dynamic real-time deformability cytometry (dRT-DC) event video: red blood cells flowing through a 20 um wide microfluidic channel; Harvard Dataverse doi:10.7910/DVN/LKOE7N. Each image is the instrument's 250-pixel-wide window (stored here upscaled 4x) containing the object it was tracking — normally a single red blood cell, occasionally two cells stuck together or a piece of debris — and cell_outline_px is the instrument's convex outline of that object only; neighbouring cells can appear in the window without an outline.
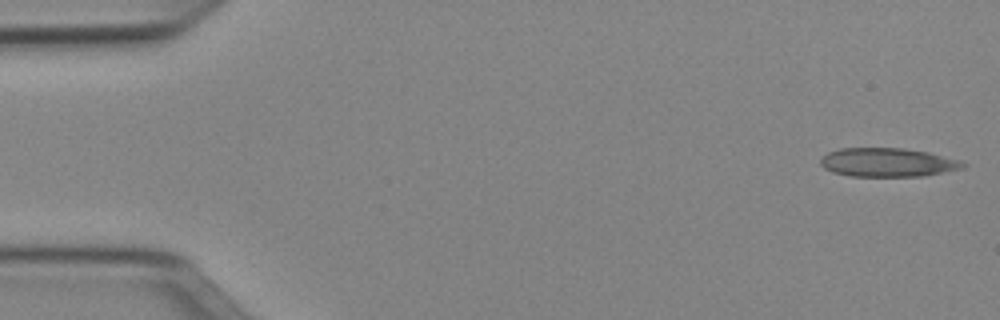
{"species": "Egyptian fruit bat (a non-hibernating species)", "species_latin": "Rousettus aegyptiacus", "temperature_condition": "cold", "stored_images_in_passage": 50, "camera_frame_rate_fps": 3000, "um_per_image_px": 0.085, "animal": {"sex": "female"}, "frame": {"image": 1, "passage_image": 1, "time_ms": 0.0, "image_size_px": [1000, 320], "cell_outline_px": [[968, 164], [964, 168], [924, 176], [848, 176], [832, 172], [824, 168], [820, 164], [820, 160], [828, 152], [840, 148], [904, 148], [928, 152], [960, 160]], "centroid_in_image_um": [75.46, 13.8], "position_along_channel_um": 9.5, "area_um2": 23.99}}
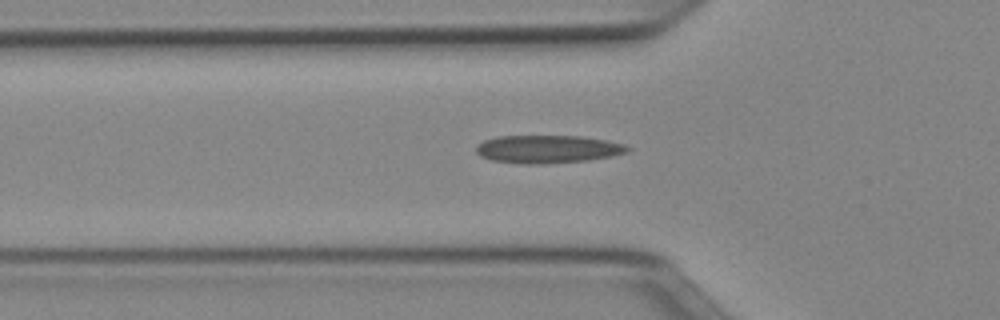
{"frame": {"image": 2, "passage_image": 16, "time_ms": 5.0, "image_size_px": [1000, 320], "cell_outline_px": [[632, 148], [628, 152], [612, 156], [588, 160], [540, 164], [520, 164], [492, 160], [480, 156], [476, 152], [476, 144], [484, 140], [496, 136], [580, 136], [608, 140], [624, 144]], "centroid_in_image_um": [46.55, 12.67], "position_along_channel_um": 79.2, "area_um2": 24.85}}
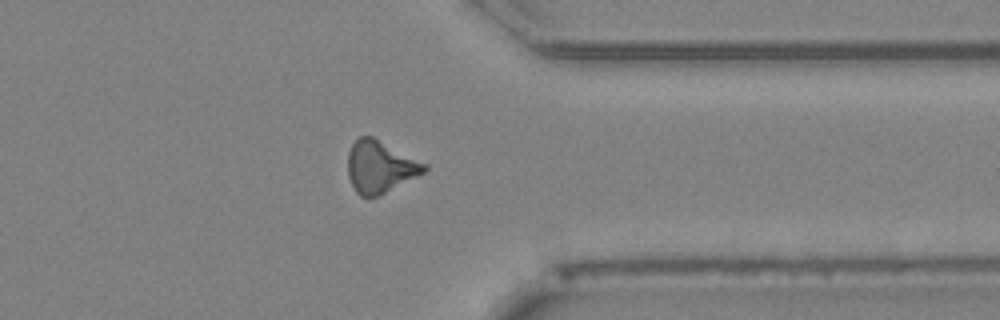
{"frame": {"image": 3, "passage_image": 39, "time_ms": 12.667, "image_size_px": [1000, 320], "cell_outline_px": [[428, 168], [424, 172], [380, 196], [360, 196], [356, 192], [348, 176], [348, 152], [352, 144], [360, 136], [372, 136], [428, 164]], "centroid_in_image_um": [32.31, 14.17], "position_along_channel_um": 379.1, "area_um2": 23.12}}